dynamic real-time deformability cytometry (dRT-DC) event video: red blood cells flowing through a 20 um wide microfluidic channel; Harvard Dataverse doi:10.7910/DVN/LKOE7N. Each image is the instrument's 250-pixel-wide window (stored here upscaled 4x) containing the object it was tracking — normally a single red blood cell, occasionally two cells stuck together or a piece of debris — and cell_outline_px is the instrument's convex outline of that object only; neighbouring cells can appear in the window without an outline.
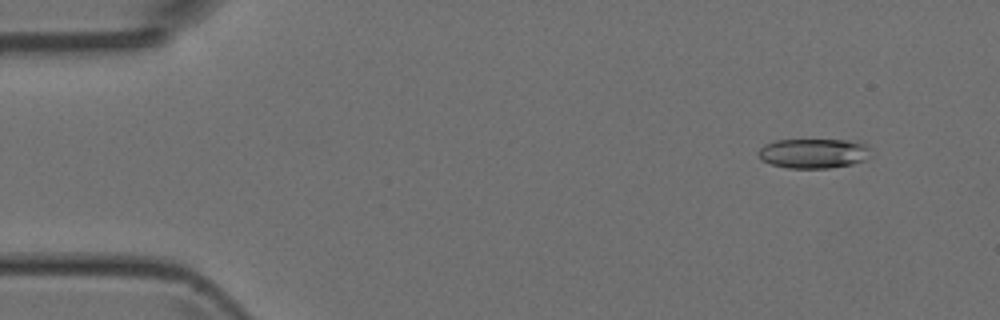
{"species": "Egyptian fruit bat (a non-hibernating species)", "species_latin": "Rousettus aegyptiacus", "temperature_condition": "room temperature", "stored_images_in_passage": 5, "camera_frame_rate_fps": 3000, "um_per_image_px": 0.085, "animal": {"sex": "female"}, "frame": {"image": 1, "passage_image": 2, "time_ms": 1.333, "image_size_px": [1000, 320], "cell_outline_px": [[872, 156], [864, 160], [852, 164], [828, 168], [788, 168], [772, 164], [760, 160], [756, 152], [764, 144], [776, 140], [848, 140], [868, 144]], "centroid_in_image_um": [69.15, 13.03], "position_along_channel_um": 15.8, "area_um2": 19.71}}